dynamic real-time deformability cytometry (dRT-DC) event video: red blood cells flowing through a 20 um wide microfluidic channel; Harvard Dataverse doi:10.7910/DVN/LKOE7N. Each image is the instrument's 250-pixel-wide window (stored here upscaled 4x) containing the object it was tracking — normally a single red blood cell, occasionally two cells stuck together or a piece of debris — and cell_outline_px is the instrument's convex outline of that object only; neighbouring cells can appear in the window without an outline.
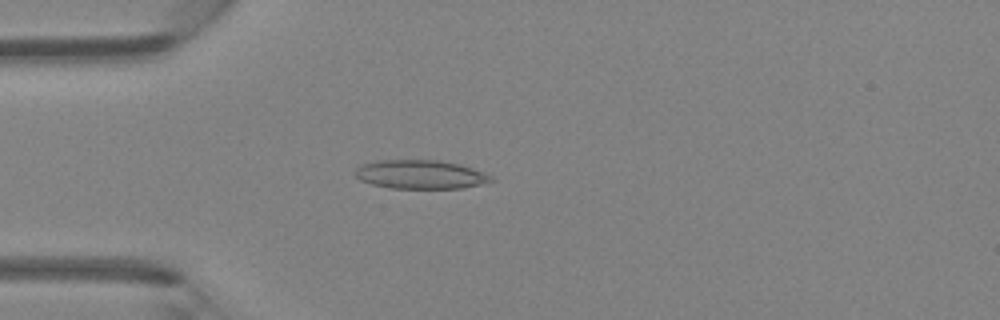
{"species": "Egyptian fruit bat (a non-hibernating species)", "species_latin": "Rousettus aegyptiacus", "temperature_condition": "room temperature", "stored_images_in_passage": 46, "camera_frame_rate_fps": 3000, "um_per_image_px": 0.085, "animal": {"sex": "female"}, "frame": {"image": 1, "passage_image": 13, "time_ms": 4.0, "image_size_px": [1000, 320], "cell_outline_px": [[496, 180], [464, 188], [392, 188], [372, 184], [360, 180], [356, 176], [356, 168], [360, 164], [376, 160], [440, 160], [460, 164], [472, 168]], "centroid_in_image_um": [35.69, 14.82], "position_along_channel_um": 49.3, "area_um2": 22.66}}
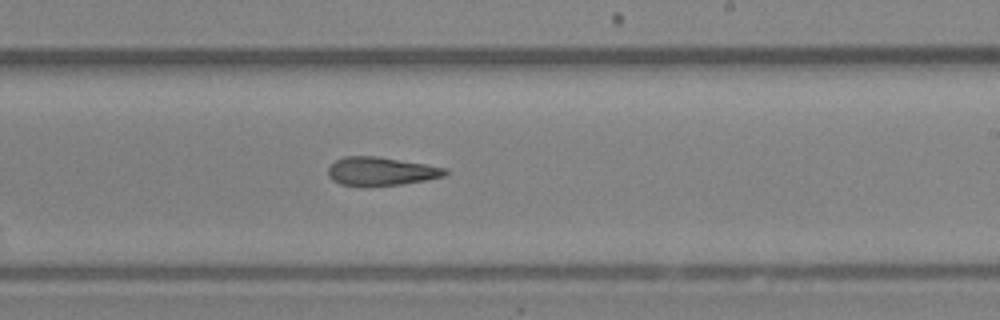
{"frame": {"image": 2, "passage_image": 28, "time_ms": 9.0, "image_size_px": [1000, 320], "cell_outline_px": [[448, 172], [444, 176], [424, 180], [400, 184], [340, 184], [332, 180], [328, 176], [328, 168], [336, 160], [344, 156], [376, 156], [448, 168]], "centroid_in_image_um": [32.38, 14.53], "position_along_channel_um": 256.6, "area_um2": 18.79}}
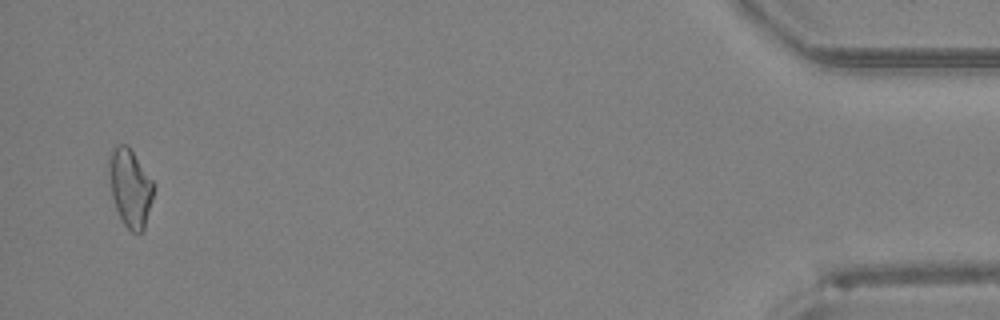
{"frame": {"image": 3, "passage_image": 45, "time_ms": 14.667, "image_size_px": [1000, 320], "cell_outline_px": [[156, 188], [144, 228], [140, 232], [132, 232], [124, 224], [116, 208], [112, 196], [108, 176], [108, 160], [112, 148], [116, 144], [128, 144], [156, 184]], "centroid_in_image_um": [11.07, 15.9], "position_along_channel_um": 424.1, "area_um2": 20.63}}